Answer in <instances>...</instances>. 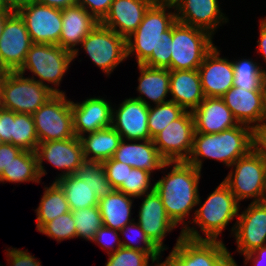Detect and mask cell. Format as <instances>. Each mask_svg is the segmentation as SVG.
I'll use <instances>...</instances> for the list:
<instances>
[{
	"label": "cell",
	"mask_w": 266,
	"mask_h": 266,
	"mask_svg": "<svg viewBox=\"0 0 266 266\" xmlns=\"http://www.w3.org/2000/svg\"><path fill=\"white\" fill-rule=\"evenodd\" d=\"M170 172L154 182L169 218L184 230L190 223V213H195L199 198L201 171L186 161L169 162ZM193 210V211H192ZM189 216V217H188Z\"/></svg>",
	"instance_id": "1"
},
{
	"label": "cell",
	"mask_w": 266,
	"mask_h": 266,
	"mask_svg": "<svg viewBox=\"0 0 266 266\" xmlns=\"http://www.w3.org/2000/svg\"><path fill=\"white\" fill-rule=\"evenodd\" d=\"M255 148V130L245 124L220 133H194L193 146L187 161L202 171L204 159L222 162L229 168L237 159Z\"/></svg>",
	"instance_id": "2"
},
{
	"label": "cell",
	"mask_w": 266,
	"mask_h": 266,
	"mask_svg": "<svg viewBox=\"0 0 266 266\" xmlns=\"http://www.w3.org/2000/svg\"><path fill=\"white\" fill-rule=\"evenodd\" d=\"M201 203L202 200L199 194L196 205L198 208L192 215V221L182 230V236L192 240H220L219 236L222 231L233 219L238 217L241 204L224 181L208 195L203 204ZM190 224L194 226L190 227ZM201 233L204 234V237Z\"/></svg>",
	"instance_id": "3"
},
{
	"label": "cell",
	"mask_w": 266,
	"mask_h": 266,
	"mask_svg": "<svg viewBox=\"0 0 266 266\" xmlns=\"http://www.w3.org/2000/svg\"><path fill=\"white\" fill-rule=\"evenodd\" d=\"M63 190L71 211L93 207L116 188L109 182L102 162L84 160L74 174L55 181Z\"/></svg>",
	"instance_id": "4"
},
{
	"label": "cell",
	"mask_w": 266,
	"mask_h": 266,
	"mask_svg": "<svg viewBox=\"0 0 266 266\" xmlns=\"http://www.w3.org/2000/svg\"><path fill=\"white\" fill-rule=\"evenodd\" d=\"M176 21L173 2L156 0L146 11L137 29L126 38L127 58L136 56L137 65L143 64L152 52H156L163 33Z\"/></svg>",
	"instance_id": "5"
},
{
	"label": "cell",
	"mask_w": 266,
	"mask_h": 266,
	"mask_svg": "<svg viewBox=\"0 0 266 266\" xmlns=\"http://www.w3.org/2000/svg\"><path fill=\"white\" fill-rule=\"evenodd\" d=\"M72 61H74L73 54L59 45L33 43L23 66L18 72L25 75L29 70L32 73V76L28 75L29 78L47 86L55 94H66L58 87Z\"/></svg>",
	"instance_id": "6"
},
{
	"label": "cell",
	"mask_w": 266,
	"mask_h": 266,
	"mask_svg": "<svg viewBox=\"0 0 266 266\" xmlns=\"http://www.w3.org/2000/svg\"><path fill=\"white\" fill-rule=\"evenodd\" d=\"M224 182L240 203L251 199L252 203L264 201L266 187V159L253 148L231 166Z\"/></svg>",
	"instance_id": "7"
},
{
	"label": "cell",
	"mask_w": 266,
	"mask_h": 266,
	"mask_svg": "<svg viewBox=\"0 0 266 266\" xmlns=\"http://www.w3.org/2000/svg\"><path fill=\"white\" fill-rule=\"evenodd\" d=\"M208 31L176 21L172 26L170 70H197L215 46Z\"/></svg>",
	"instance_id": "8"
},
{
	"label": "cell",
	"mask_w": 266,
	"mask_h": 266,
	"mask_svg": "<svg viewBox=\"0 0 266 266\" xmlns=\"http://www.w3.org/2000/svg\"><path fill=\"white\" fill-rule=\"evenodd\" d=\"M55 93L47 86L16 72H6L3 81L2 109L33 114Z\"/></svg>",
	"instance_id": "9"
},
{
	"label": "cell",
	"mask_w": 266,
	"mask_h": 266,
	"mask_svg": "<svg viewBox=\"0 0 266 266\" xmlns=\"http://www.w3.org/2000/svg\"><path fill=\"white\" fill-rule=\"evenodd\" d=\"M39 143L75 137L71 99L66 94H54L32 114Z\"/></svg>",
	"instance_id": "10"
},
{
	"label": "cell",
	"mask_w": 266,
	"mask_h": 266,
	"mask_svg": "<svg viewBox=\"0 0 266 266\" xmlns=\"http://www.w3.org/2000/svg\"><path fill=\"white\" fill-rule=\"evenodd\" d=\"M81 48L106 76L127 59L126 38L100 22L82 40Z\"/></svg>",
	"instance_id": "11"
},
{
	"label": "cell",
	"mask_w": 266,
	"mask_h": 266,
	"mask_svg": "<svg viewBox=\"0 0 266 266\" xmlns=\"http://www.w3.org/2000/svg\"><path fill=\"white\" fill-rule=\"evenodd\" d=\"M194 133L192 112L185 111L159 132L153 142L166 162L187 161L192 150Z\"/></svg>",
	"instance_id": "12"
},
{
	"label": "cell",
	"mask_w": 266,
	"mask_h": 266,
	"mask_svg": "<svg viewBox=\"0 0 266 266\" xmlns=\"http://www.w3.org/2000/svg\"><path fill=\"white\" fill-rule=\"evenodd\" d=\"M32 44L23 18L14 11L7 18L0 38V69L19 71Z\"/></svg>",
	"instance_id": "13"
},
{
	"label": "cell",
	"mask_w": 266,
	"mask_h": 266,
	"mask_svg": "<svg viewBox=\"0 0 266 266\" xmlns=\"http://www.w3.org/2000/svg\"><path fill=\"white\" fill-rule=\"evenodd\" d=\"M241 211L230 233L236 240V252L245 255L266 245V202H250Z\"/></svg>",
	"instance_id": "14"
},
{
	"label": "cell",
	"mask_w": 266,
	"mask_h": 266,
	"mask_svg": "<svg viewBox=\"0 0 266 266\" xmlns=\"http://www.w3.org/2000/svg\"><path fill=\"white\" fill-rule=\"evenodd\" d=\"M36 154L41 179L47 175V170L43 165L45 160L61 171L57 175L58 177L54 178L55 181L63 176L74 174L85 160L80 139L76 136L64 140L39 143Z\"/></svg>",
	"instance_id": "15"
},
{
	"label": "cell",
	"mask_w": 266,
	"mask_h": 266,
	"mask_svg": "<svg viewBox=\"0 0 266 266\" xmlns=\"http://www.w3.org/2000/svg\"><path fill=\"white\" fill-rule=\"evenodd\" d=\"M23 18L32 43L59 45L62 10L32 2L17 11Z\"/></svg>",
	"instance_id": "16"
},
{
	"label": "cell",
	"mask_w": 266,
	"mask_h": 266,
	"mask_svg": "<svg viewBox=\"0 0 266 266\" xmlns=\"http://www.w3.org/2000/svg\"><path fill=\"white\" fill-rule=\"evenodd\" d=\"M142 198L138 210L137 223L146 233L151 242L160 250H168L167 245H164L165 236L172 232L177 226L168 216L166 209L161 201L159 194L155 189Z\"/></svg>",
	"instance_id": "17"
},
{
	"label": "cell",
	"mask_w": 266,
	"mask_h": 266,
	"mask_svg": "<svg viewBox=\"0 0 266 266\" xmlns=\"http://www.w3.org/2000/svg\"><path fill=\"white\" fill-rule=\"evenodd\" d=\"M179 23L208 31L212 36L229 18L219 0H172Z\"/></svg>",
	"instance_id": "18"
},
{
	"label": "cell",
	"mask_w": 266,
	"mask_h": 266,
	"mask_svg": "<svg viewBox=\"0 0 266 266\" xmlns=\"http://www.w3.org/2000/svg\"><path fill=\"white\" fill-rule=\"evenodd\" d=\"M112 127L125 140H151L148 128L149 107L133 97L113 105ZM117 107V108H116Z\"/></svg>",
	"instance_id": "19"
},
{
	"label": "cell",
	"mask_w": 266,
	"mask_h": 266,
	"mask_svg": "<svg viewBox=\"0 0 266 266\" xmlns=\"http://www.w3.org/2000/svg\"><path fill=\"white\" fill-rule=\"evenodd\" d=\"M100 97H89L81 102L71 100L73 131L76 137L111 127L113 103Z\"/></svg>",
	"instance_id": "20"
},
{
	"label": "cell",
	"mask_w": 266,
	"mask_h": 266,
	"mask_svg": "<svg viewBox=\"0 0 266 266\" xmlns=\"http://www.w3.org/2000/svg\"><path fill=\"white\" fill-rule=\"evenodd\" d=\"M220 51L217 46H214L198 68L205 97L221 98L233 87L232 60L224 56L220 57Z\"/></svg>",
	"instance_id": "21"
},
{
	"label": "cell",
	"mask_w": 266,
	"mask_h": 266,
	"mask_svg": "<svg viewBox=\"0 0 266 266\" xmlns=\"http://www.w3.org/2000/svg\"><path fill=\"white\" fill-rule=\"evenodd\" d=\"M234 118L256 130L265 123L264 91L233 86L222 97Z\"/></svg>",
	"instance_id": "22"
},
{
	"label": "cell",
	"mask_w": 266,
	"mask_h": 266,
	"mask_svg": "<svg viewBox=\"0 0 266 266\" xmlns=\"http://www.w3.org/2000/svg\"><path fill=\"white\" fill-rule=\"evenodd\" d=\"M112 158L116 161L126 163L132 168L143 169L150 173L169 168V162H166L159 154L153 139H122Z\"/></svg>",
	"instance_id": "23"
},
{
	"label": "cell",
	"mask_w": 266,
	"mask_h": 266,
	"mask_svg": "<svg viewBox=\"0 0 266 266\" xmlns=\"http://www.w3.org/2000/svg\"><path fill=\"white\" fill-rule=\"evenodd\" d=\"M99 22L83 7L74 5L62 10V31L59 46L73 54V60L79 55L82 40ZM76 47V48H75Z\"/></svg>",
	"instance_id": "24"
},
{
	"label": "cell",
	"mask_w": 266,
	"mask_h": 266,
	"mask_svg": "<svg viewBox=\"0 0 266 266\" xmlns=\"http://www.w3.org/2000/svg\"><path fill=\"white\" fill-rule=\"evenodd\" d=\"M156 0H114L102 25L128 38L140 25L149 7Z\"/></svg>",
	"instance_id": "25"
},
{
	"label": "cell",
	"mask_w": 266,
	"mask_h": 266,
	"mask_svg": "<svg viewBox=\"0 0 266 266\" xmlns=\"http://www.w3.org/2000/svg\"><path fill=\"white\" fill-rule=\"evenodd\" d=\"M192 115L197 133H220L239 124L224 100L219 97H205L192 111Z\"/></svg>",
	"instance_id": "26"
},
{
	"label": "cell",
	"mask_w": 266,
	"mask_h": 266,
	"mask_svg": "<svg viewBox=\"0 0 266 266\" xmlns=\"http://www.w3.org/2000/svg\"><path fill=\"white\" fill-rule=\"evenodd\" d=\"M170 100L185 111H193L205 95L197 70H170Z\"/></svg>",
	"instance_id": "27"
},
{
	"label": "cell",
	"mask_w": 266,
	"mask_h": 266,
	"mask_svg": "<svg viewBox=\"0 0 266 266\" xmlns=\"http://www.w3.org/2000/svg\"><path fill=\"white\" fill-rule=\"evenodd\" d=\"M138 70L140 74L136 90L139 96L133 98L142 101L148 107L151 103L158 105L170 101L167 99L170 95V70L144 64H138Z\"/></svg>",
	"instance_id": "28"
},
{
	"label": "cell",
	"mask_w": 266,
	"mask_h": 266,
	"mask_svg": "<svg viewBox=\"0 0 266 266\" xmlns=\"http://www.w3.org/2000/svg\"><path fill=\"white\" fill-rule=\"evenodd\" d=\"M134 198L115 190L112 194L99 200V210L103 225L120 231L127 224L133 222L132 208ZM133 204V205H132Z\"/></svg>",
	"instance_id": "29"
},
{
	"label": "cell",
	"mask_w": 266,
	"mask_h": 266,
	"mask_svg": "<svg viewBox=\"0 0 266 266\" xmlns=\"http://www.w3.org/2000/svg\"><path fill=\"white\" fill-rule=\"evenodd\" d=\"M85 160L103 162L111 159L122 140L111 126L79 137Z\"/></svg>",
	"instance_id": "30"
},
{
	"label": "cell",
	"mask_w": 266,
	"mask_h": 266,
	"mask_svg": "<svg viewBox=\"0 0 266 266\" xmlns=\"http://www.w3.org/2000/svg\"><path fill=\"white\" fill-rule=\"evenodd\" d=\"M43 195L36 208V229L37 232L47 223L56 217L65 214L70 210L68 201L65 198L62 188L53 180L48 186H44Z\"/></svg>",
	"instance_id": "31"
},
{
	"label": "cell",
	"mask_w": 266,
	"mask_h": 266,
	"mask_svg": "<svg viewBox=\"0 0 266 266\" xmlns=\"http://www.w3.org/2000/svg\"><path fill=\"white\" fill-rule=\"evenodd\" d=\"M41 176L38 170V160L36 151L23 150L12 163L3 169L0 174V182L10 183H41Z\"/></svg>",
	"instance_id": "32"
},
{
	"label": "cell",
	"mask_w": 266,
	"mask_h": 266,
	"mask_svg": "<svg viewBox=\"0 0 266 266\" xmlns=\"http://www.w3.org/2000/svg\"><path fill=\"white\" fill-rule=\"evenodd\" d=\"M234 80L233 86L241 87L247 91H264L266 78L262 66L257 60L253 58H240L232 60Z\"/></svg>",
	"instance_id": "33"
},
{
	"label": "cell",
	"mask_w": 266,
	"mask_h": 266,
	"mask_svg": "<svg viewBox=\"0 0 266 266\" xmlns=\"http://www.w3.org/2000/svg\"><path fill=\"white\" fill-rule=\"evenodd\" d=\"M223 242L191 239V266H216L229 252Z\"/></svg>",
	"instance_id": "34"
},
{
	"label": "cell",
	"mask_w": 266,
	"mask_h": 266,
	"mask_svg": "<svg viewBox=\"0 0 266 266\" xmlns=\"http://www.w3.org/2000/svg\"><path fill=\"white\" fill-rule=\"evenodd\" d=\"M11 144L27 151H36L39 141L32 114L15 113Z\"/></svg>",
	"instance_id": "35"
},
{
	"label": "cell",
	"mask_w": 266,
	"mask_h": 266,
	"mask_svg": "<svg viewBox=\"0 0 266 266\" xmlns=\"http://www.w3.org/2000/svg\"><path fill=\"white\" fill-rule=\"evenodd\" d=\"M185 110L173 101L149 107L148 128L151 139L166 128L170 122L179 118Z\"/></svg>",
	"instance_id": "36"
},
{
	"label": "cell",
	"mask_w": 266,
	"mask_h": 266,
	"mask_svg": "<svg viewBox=\"0 0 266 266\" xmlns=\"http://www.w3.org/2000/svg\"><path fill=\"white\" fill-rule=\"evenodd\" d=\"M72 217L75 221L77 238L87 241H91L103 225L98 205L72 211Z\"/></svg>",
	"instance_id": "37"
},
{
	"label": "cell",
	"mask_w": 266,
	"mask_h": 266,
	"mask_svg": "<svg viewBox=\"0 0 266 266\" xmlns=\"http://www.w3.org/2000/svg\"><path fill=\"white\" fill-rule=\"evenodd\" d=\"M161 251H138L121 247L108 255L105 266H155V258ZM151 261L152 265L149 264Z\"/></svg>",
	"instance_id": "38"
},
{
	"label": "cell",
	"mask_w": 266,
	"mask_h": 266,
	"mask_svg": "<svg viewBox=\"0 0 266 266\" xmlns=\"http://www.w3.org/2000/svg\"><path fill=\"white\" fill-rule=\"evenodd\" d=\"M152 175L146 170L132 168L131 171H128L126 182H123L117 190L138 199L154 190L155 184L151 183Z\"/></svg>",
	"instance_id": "39"
},
{
	"label": "cell",
	"mask_w": 266,
	"mask_h": 266,
	"mask_svg": "<svg viewBox=\"0 0 266 266\" xmlns=\"http://www.w3.org/2000/svg\"><path fill=\"white\" fill-rule=\"evenodd\" d=\"M40 233L54 239L57 243L64 240L77 238L75 221L72 211L62 214L50 222H47L40 230Z\"/></svg>",
	"instance_id": "40"
},
{
	"label": "cell",
	"mask_w": 266,
	"mask_h": 266,
	"mask_svg": "<svg viewBox=\"0 0 266 266\" xmlns=\"http://www.w3.org/2000/svg\"><path fill=\"white\" fill-rule=\"evenodd\" d=\"M119 234H122L124 239H120L121 245L124 248L138 250V251H160L148 238L141 226L133 221L123 227ZM139 241V242H138ZM136 243V244H135Z\"/></svg>",
	"instance_id": "41"
},
{
	"label": "cell",
	"mask_w": 266,
	"mask_h": 266,
	"mask_svg": "<svg viewBox=\"0 0 266 266\" xmlns=\"http://www.w3.org/2000/svg\"><path fill=\"white\" fill-rule=\"evenodd\" d=\"M162 253L155 258V266H191V239L183 237L180 231L173 249L163 262L160 261Z\"/></svg>",
	"instance_id": "42"
},
{
	"label": "cell",
	"mask_w": 266,
	"mask_h": 266,
	"mask_svg": "<svg viewBox=\"0 0 266 266\" xmlns=\"http://www.w3.org/2000/svg\"><path fill=\"white\" fill-rule=\"evenodd\" d=\"M171 41L172 27L163 33V37L160 39V44L158 45L156 52H152V55L143 64L149 67L170 70V59L172 53Z\"/></svg>",
	"instance_id": "43"
},
{
	"label": "cell",
	"mask_w": 266,
	"mask_h": 266,
	"mask_svg": "<svg viewBox=\"0 0 266 266\" xmlns=\"http://www.w3.org/2000/svg\"><path fill=\"white\" fill-rule=\"evenodd\" d=\"M118 232V230L102 225L95 233L91 242L97 244L103 250H106L105 252L107 255L112 254L122 247Z\"/></svg>",
	"instance_id": "44"
},
{
	"label": "cell",
	"mask_w": 266,
	"mask_h": 266,
	"mask_svg": "<svg viewBox=\"0 0 266 266\" xmlns=\"http://www.w3.org/2000/svg\"><path fill=\"white\" fill-rule=\"evenodd\" d=\"M102 163L105 167L107 179L117 190L123 182H126V176L132 167L113 158L107 159Z\"/></svg>",
	"instance_id": "45"
},
{
	"label": "cell",
	"mask_w": 266,
	"mask_h": 266,
	"mask_svg": "<svg viewBox=\"0 0 266 266\" xmlns=\"http://www.w3.org/2000/svg\"><path fill=\"white\" fill-rule=\"evenodd\" d=\"M6 260L9 266H42L40 260L34 255L28 253V250H21L20 248H7L6 250Z\"/></svg>",
	"instance_id": "46"
},
{
	"label": "cell",
	"mask_w": 266,
	"mask_h": 266,
	"mask_svg": "<svg viewBox=\"0 0 266 266\" xmlns=\"http://www.w3.org/2000/svg\"><path fill=\"white\" fill-rule=\"evenodd\" d=\"M114 0H77V5L83 6L98 22L107 15Z\"/></svg>",
	"instance_id": "47"
},
{
	"label": "cell",
	"mask_w": 266,
	"mask_h": 266,
	"mask_svg": "<svg viewBox=\"0 0 266 266\" xmlns=\"http://www.w3.org/2000/svg\"><path fill=\"white\" fill-rule=\"evenodd\" d=\"M14 112L0 109V143H11Z\"/></svg>",
	"instance_id": "48"
},
{
	"label": "cell",
	"mask_w": 266,
	"mask_h": 266,
	"mask_svg": "<svg viewBox=\"0 0 266 266\" xmlns=\"http://www.w3.org/2000/svg\"><path fill=\"white\" fill-rule=\"evenodd\" d=\"M23 150L11 143H0V174Z\"/></svg>",
	"instance_id": "49"
},
{
	"label": "cell",
	"mask_w": 266,
	"mask_h": 266,
	"mask_svg": "<svg viewBox=\"0 0 266 266\" xmlns=\"http://www.w3.org/2000/svg\"><path fill=\"white\" fill-rule=\"evenodd\" d=\"M259 39L256 41L257 42V52L260 53L262 60H264L266 65V17L262 18L259 20ZM262 72L264 73V76L266 78V68L262 69Z\"/></svg>",
	"instance_id": "50"
},
{
	"label": "cell",
	"mask_w": 266,
	"mask_h": 266,
	"mask_svg": "<svg viewBox=\"0 0 266 266\" xmlns=\"http://www.w3.org/2000/svg\"><path fill=\"white\" fill-rule=\"evenodd\" d=\"M243 256L245 266L249 262H252L253 266H266V245L256 248Z\"/></svg>",
	"instance_id": "51"
},
{
	"label": "cell",
	"mask_w": 266,
	"mask_h": 266,
	"mask_svg": "<svg viewBox=\"0 0 266 266\" xmlns=\"http://www.w3.org/2000/svg\"><path fill=\"white\" fill-rule=\"evenodd\" d=\"M255 148L266 159V123L255 130Z\"/></svg>",
	"instance_id": "52"
},
{
	"label": "cell",
	"mask_w": 266,
	"mask_h": 266,
	"mask_svg": "<svg viewBox=\"0 0 266 266\" xmlns=\"http://www.w3.org/2000/svg\"><path fill=\"white\" fill-rule=\"evenodd\" d=\"M36 2L61 10L77 5V0H36Z\"/></svg>",
	"instance_id": "53"
},
{
	"label": "cell",
	"mask_w": 266,
	"mask_h": 266,
	"mask_svg": "<svg viewBox=\"0 0 266 266\" xmlns=\"http://www.w3.org/2000/svg\"><path fill=\"white\" fill-rule=\"evenodd\" d=\"M35 1L36 0H4V8L17 12L20 8Z\"/></svg>",
	"instance_id": "54"
},
{
	"label": "cell",
	"mask_w": 266,
	"mask_h": 266,
	"mask_svg": "<svg viewBox=\"0 0 266 266\" xmlns=\"http://www.w3.org/2000/svg\"><path fill=\"white\" fill-rule=\"evenodd\" d=\"M14 11L8 9V8H4L1 7L0 8V38L2 35V32L4 30V26H5V22L7 20V18L13 13Z\"/></svg>",
	"instance_id": "55"
},
{
	"label": "cell",
	"mask_w": 266,
	"mask_h": 266,
	"mask_svg": "<svg viewBox=\"0 0 266 266\" xmlns=\"http://www.w3.org/2000/svg\"><path fill=\"white\" fill-rule=\"evenodd\" d=\"M216 266H238V264L231 252H228V254Z\"/></svg>",
	"instance_id": "56"
},
{
	"label": "cell",
	"mask_w": 266,
	"mask_h": 266,
	"mask_svg": "<svg viewBox=\"0 0 266 266\" xmlns=\"http://www.w3.org/2000/svg\"><path fill=\"white\" fill-rule=\"evenodd\" d=\"M6 71L0 69V109L2 108V91H3V81Z\"/></svg>",
	"instance_id": "57"
},
{
	"label": "cell",
	"mask_w": 266,
	"mask_h": 266,
	"mask_svg": "<svg viewBox=\"0 0 266 266\" xmlns=\"http://www.w3.org/2000/svg\"><path fill=\"white\" fill-rule=\"evenodd\" d=\"M265 123H266V82L264 85Z\"/></svg>",
	"instance_id": "58"
},
{
	"label": "cell",
	"mask_w": 266,
	"mask_h": 266,
	"mask_svg": "<svg viewBox=\"0 0 266 266\" xmlns=\"http://www.w3.org/2000/svg\"><path fill=\"white\" fill-rule=\"evenodd\" d=\"M4 7V0H0V8Z\"/></svg>",
	"instance_id": "59"
},
{
	"label": "cell",
	"mask_w": 266,
	"mask_h": 266,
	"mask_svg": "<svg viewBox=\"0 0 266 266\" xmlns=\"http://www.w3.org/2000/svg\"><path fill=\"white\" fill-rule=\"evenodd\" d=\"M264 201L266 202V187H265V193H264Z\"/></svg>",
	"instance_id": "60"
}]
</instances>
